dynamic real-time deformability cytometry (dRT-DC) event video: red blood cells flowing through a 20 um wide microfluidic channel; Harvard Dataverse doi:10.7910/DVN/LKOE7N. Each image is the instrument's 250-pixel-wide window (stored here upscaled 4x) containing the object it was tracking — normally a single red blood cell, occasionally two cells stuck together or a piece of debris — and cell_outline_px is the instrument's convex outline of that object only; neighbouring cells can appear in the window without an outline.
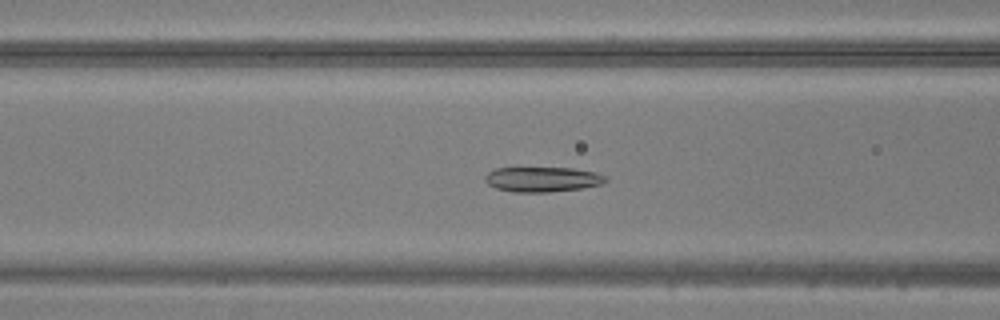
{"species": "common noctule bat (a hibernating species)", "species_latin": "Nyctalus noctula", "temperature_condition": "warm", "stored_images_in_passage": 49, "camera_frame_rate_fps": 3000, "um_per_image_px": 0.085, "animal": {"sex": "male", "body_mass_g": 20.5, "forearm_length_mm": 52.5}, "frame": {"image": 1, "passage_image": 20, "time_ms": 6.333, "image_size_px": [1000, 320], "cell_outline_px": [[608, 180], [600, 184], [580, 188], [548, 192], [516, 192], [496, 188], [488, 184], [484, 180], [484, 176], [488, 172], [496, 168], [572, 168], [596, 172], [608, 176]], "centroid_in_image_um": [46.11, 15.23], "position_along_channel_um": 120.5, "area_um2": 17.51}}
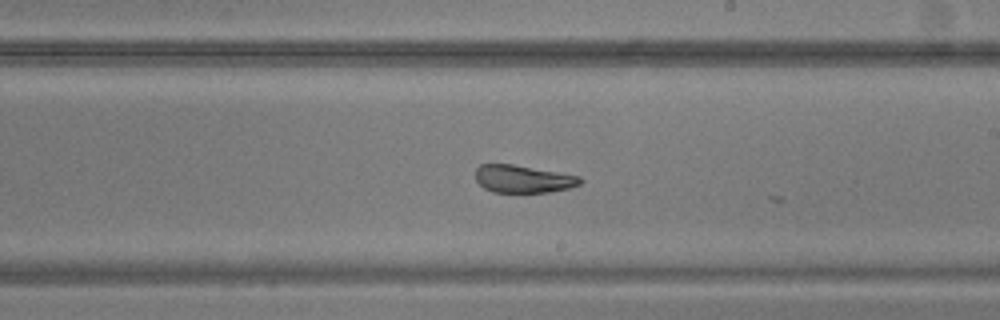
{"frame": {"image": 2, "passage_image": 29, "time_ms": 9.333, "image_size_px": [1000, 320], "cell_outline_px": [[584, 180], [580, 184], [568, 188], [548, 192], [492, 192], [484, 188], [476, 180], [476, 168], [480, 164], [512, 164], [580, 176]], "centroid_in_image_um": [44.45, 15.21], "position_along_channel_um": 244.5, "area_um2": 16.76}}
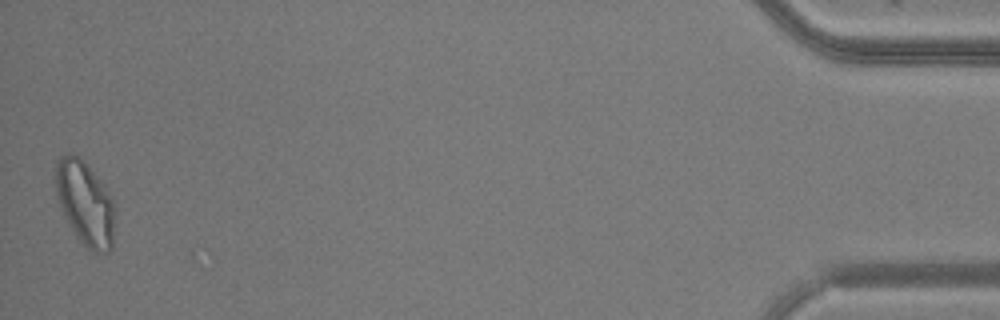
{"frame": {"image": 3, "passage_image": 49, "time_ms": 16.0, "image_size_px": [1000, 320], "cell_outline_px": [[116, 212], [112, 248], [108, 252], [92, 252], [76, 236], [56, 196], [56, 160], [60, 156], [68, 152], [72, 152], [80, 156], [84, 160], [104, 184], [116, 208]], "centroid_in_image_um": [7.27, 17.23], "position_along_channel_um": 427.9, "area_um2": 29.25}}